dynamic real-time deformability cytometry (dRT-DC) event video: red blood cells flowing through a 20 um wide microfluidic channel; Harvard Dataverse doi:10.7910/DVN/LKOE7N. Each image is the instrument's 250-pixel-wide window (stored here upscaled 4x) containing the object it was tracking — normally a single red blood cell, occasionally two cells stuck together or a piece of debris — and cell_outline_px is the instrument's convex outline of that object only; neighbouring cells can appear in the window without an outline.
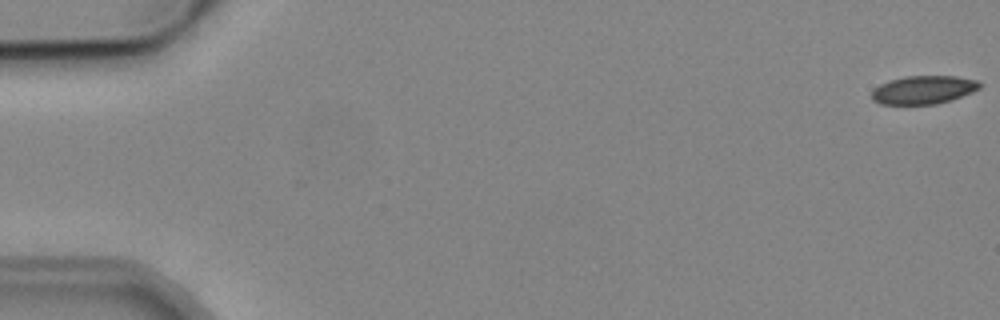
{"species": "common noctule bat (a hibernating species)", "species_latin": "Nyctalus noctula", "temperature_condition": "cold", "stored_images_in_passage": 6, "camera_frame_rate_fps": 3000, "um_per_image_px": 0.085, "animal": {"sex": "male", "body_mass_g": 19.2, "forearm_length_mm": 51.8}, "frame": {"image": 1, "passage_image": 1, "time_ms": 0.0, "image_size_px": [1000, 320], "cell_outline_px": [[984, 84], [980, 88], [972, 92], [952, 100], [936, 104], [880, 104], [872, 100], [872, 92], [880, 84], [888, 80], [904, 76], [956, 76], [976, 80]], "centroid_in_image_um": [78.52, 7.63], "position_along_channel_um": 6.5, "area_um2": 17.92}}